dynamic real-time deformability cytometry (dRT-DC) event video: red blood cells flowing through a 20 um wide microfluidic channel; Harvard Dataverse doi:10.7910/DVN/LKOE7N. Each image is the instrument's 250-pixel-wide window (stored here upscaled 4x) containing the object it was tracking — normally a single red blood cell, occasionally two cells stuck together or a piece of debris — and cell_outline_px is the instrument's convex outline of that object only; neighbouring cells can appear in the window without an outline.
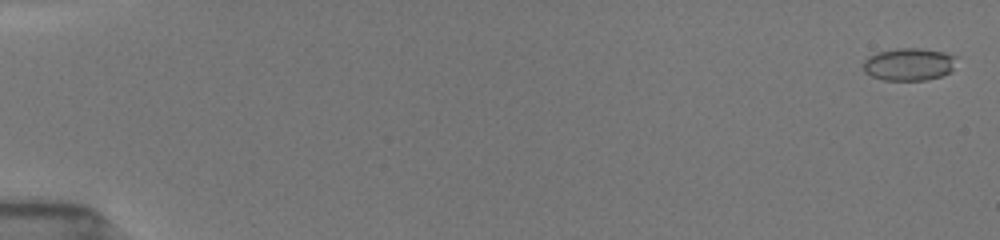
{"species": "common noctule bat (a hibernating species)", "species_latin": "Nyctalus noctula", "temperature_condition": "room temperature", "stored_images_in_passage": 27, "camera_frame_rate_fps": 3000, "um_per_image_px": 0.085, "animal": {"sex": "female", "body_mass_g": 19.5, "forearm_length_mm": 54.1}, "frame": {"image": 1, "passage_image": 1, "time_ms": 0.0, "image_size_px": [1000, 240], "cell_outline_px": [[956, 56], [952, 72], [928, 80], [884, 80], [872, 76], [864, 72], [864, 60], [868, 56], [876, 52], [896, 48], [920, 48], [944, 52]], "centroid_in_image_um": [77.26, 5.46], "position_along_channel_um": 7.7, "area_um2": 17.8}}
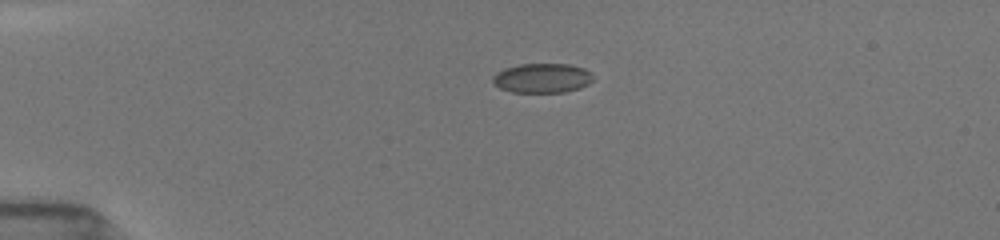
{"frame": {"image": 2, "passage_image": 18, "time_ms": 4.0, "image_size_px": [1000, 240], "cell_outline_px": [[592, 80], [588, 84], [580, 88], [564, 92], [512, 92], [500, 88], [492, 80], [492, 76], [496, 72], [504, 68], [520, 64], [568, 64], [584, 68], [592, 72]], "centroid_in_image_um": [46.09, 6.63], "position_along_channel_um": 38.9, "area_um2": 17.28}}